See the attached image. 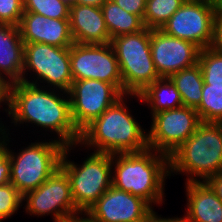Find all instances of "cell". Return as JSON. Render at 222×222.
<instances>
[{
    "label": "cell",
    "instance_id": "f546056e",
    "mask_svg": "<svg viewBox=\"0 0 222 222\" xmlns=\"http://www.w3.org/2000/svg\"><path fill=\"white\" fill-rule=\"evenodd\" d=\"M125 11L140 16L143 19L147 0H113Z\"/></svg>",
    "mask_w": 222,
    "mask_h": 222
},
{
    "label": "cell",
    "instance_id": "4316f807",
    "mask_svg": "<svg viewBox=\"0 0 222 222\" xmlns=\"http://www.w3.org/2000/svg\"><path fill=\"white\" fill-rule=\"evenodd\" d=\"M22 206L23 196L11 183L0 186V222L12 218Z\"/></svg>",
    "mask_w": 222,
    "mask_h": 222
},
{
    "label": "cell",
    "instance_id": "5bb4252c",
    "mask_svg": "<svg viewBox=\"0 0 222 222\" xmlns=\"http://www.w3.org/2000/svg\"><path fill=\"white\" fill-rule=\"evenodd\" d=\"M150 47L155 69L161 78H169L198 63V46L188 40L170 36L161 29H151Z\"/></svg>",
    "mask_w": 222,
    "mask_h": 222
},
{
    "label": "cell",
    "instance_id": "4dcf8cb0",
    "mask_svg": "<svg viewBox=\"0 0 222 222\" xmlns=\"http://www.w3.org/2000/svg\"><path fill=\"white\" fill-rule=\"evenodd\" d=\"M210 47L222 54V7L220 5L214 20L213 40Z\"/></svg>",
    "mask_w": 222,
    "mask_h": 222
},
{
    "label": "cell",
    "instance_id": "d6986e66",
    "mask_svg": "<svg viewBox=\"0 0 222 222\" xmlns=\"http://www.w3.org/2000/svg\"><path fill=\"white\" fill-rule=\"evenodd\" d=\"M24 42L18 26L0 24V76L9 84L22 81Z\"/></svg>",
    "mask_w": 222,
    "mask_h": 222
},
{
    "label": "cell",
    "instance_id": "52a82bcc",
    "mask_svg": "<svg viewBox=\"0 0 222 222\" xmlns=\"http://www.w3.org/2000/svg\"><path fill=\"white\" fill-rule=\"evenodd\" d=\"M151 29L111 39L123 80V95H138L160 79L151 54Z\"/></svg>",
    "mask_w": 222,
    "mask_h": 222
},
{
    "label": "cell",
    "instance_id": "ba28073f",
    "mask_svg": "<svg viewBox=\"0 0 222 222\" xmlns=\"http://www.w3.org/2000/svg\"><path fill=\"white\" fill-rule=\"evenodd\" d=\"M22 81L68 92L73 82L70 47L24 43Z\"/></svg>",
    "mask_w": 222,
    "mask_h": 222
},
{
    "label": "cell",
    "instance_id": "d4e9b609",
    "mask_svg": "<svg viewBox=\"0 0 222 222\" xmlns=\"http://www.w3.org/2000/svg\"><path fill=\"white\" fill-rule=\"evenodd\" d=\"M198 65L203 74L205 84L211 87H222V54L211 47L200 49Z\"/></svg>",
    "mask_w": 222,
    "mask_h": 222
},
{
    "label": "cell",
    "instance_id": "277c9868",
    "mask_svg": "<svg viewBox=\"0 0 222 222\" xmlns=\"http://www.w3.org/2000/svg\"><path fill=\"white\" fill-rule=\"evenodd\" d=\"M169 166L170 177L185 175V182H205L222 172V123L201 122L169 156Z\"/></svg>",
    "mask_w": 222,
    "mask_h": 222
},
{
    "label": "cell",
    "instance_id": "30bf717a",
    "mask_svg": "<svg viewBox=\"0 0 222 222\" xmlns=\"http://www.w3.org/2000/svg\"><path fill=\"white\" fill-rule=\"evenodd\" d=\"M23 205L27 215H51L53 222H66L80 213L74 204L69 177L61 167L37 189L25 194Z\"/></svg>",
    "mask_w": 222,
    "mask_h": 222
},
{
    "label": "cell",
    "instance_id": "8fae6325",
    "mask_svg": "<svg viewBox=\"0 0 222 222\" xmlns=\"http://www.w3.org/2000/svg\"><path fill=\"white\" fill-rule=\"evenodd\" d=\"M147 132L148 148L168 157L178 149L202 122L194 108L181 106L153 114Z\"/></svg>",
    "mask_w": 222,
    "mask_h": 222
},
{
    "label": "cell",
    "instance_id": "44dd1931",
    "mask_svg": "<svg viewBox=\"0 0 222 222\" xmlns=\"http://www.w3.org/2000/svg\"><path fill=\"white\" fill-rule=\"evenodd\" d=\"M101 10L110 38L136 33L145 28L143 19L122 9L113 0H107Z\"/></svg>",
    "mask_w": 222,
    "mask_h": 222
},
{
    "label": "cell",
    "instance_id": "d6a6232c",
    "mask_svg": "<svg viewBox=\"0 0 222 222\" xmlns=\"http://www.w3.org/2000/svg\"><path fill=\"white\" fill-rule=\"evenodd\" d=\"M8 99H9V83H7L0 76V109L3 107L2 111H5L7 114L8 111ZM3 104V105H2ZM6 107V108H5Z\"/></svg>",
    "mask_w": 222,
    "mask_h": 222
},
{
    "label": "cell",
    "instance_id": "7c38bea8",
    "mask_svg": "<svg viewBox=\"0 0 222 222\" xmlns=\"http://www.w3.org/2000/svg\"><path fill=\"white\" fill-rule=\"evenodd\" d=\"M70 67L73 81L95 79L113 84L123 94V80L111 44L70 46Z\"/></svg>",
    "mask_w": 222,
    "mask_h": 222
},
{
    "label": "cell",
    "instance_id": "8992f818",
    "mask_svg": "<svg viewBox=\"0 0 222 222\" xmlns=\"http://www.w3.org/2000/svg\"><path fill=\"white\" fill-rule=\"evenodd\" d=\"M77 145L64 147L60 167L69 177L76 208L87 212L112 186V154L91 152L82 164H77L69 158Z\"/></svg>",
    "mask_w": 222,
    "mask_h": 222
},
{
    "label": "cell",
    "instance_id": "7a4b0ae2",
    "mask_svg": "<svg viewBox=\"0 0 222 222\" xmlns=\"http://www.w3.org/2000/svg\"><path fill=\"white\" fill-rule=\"evenodd\" d=\"M130 96V97H129ZM132 97V99H131ZM130 102L135 95H124L82 132L78 146L96 153L117 154L140 152L148 148L147 129L132 114Z\"/></svg>",
    "mask_w": 222,
    "mask_h": 222
},
{
    "label": "cell",
    "instance_id": "603a6c76",
    "mask_svg": "<svg viewBox=\"0 0 222 222\" xmlns=\"http://www.w3.org/2000/svg\"><path fill=\"white\" fill-rule=\"evenodd\" d=\"M186 0H147L143 23L149 29H161Z\"/></svg>",
    "mask_w": 222,
    "mask_h": 222
},
{
    "label": "cell",
    "instance_id": "ac0fdd59",
    "mask_svg": "<svg viewBox=\"0 0 222 222\" xmlns=\"http://www.w3.org/2000/svg\"><path fill=\"white\" fill-rule=\"evenodd\" d=\"M186 211L181 222H222V201L206 182H185Z\"/></svg>",
    "mask_w": 222,
    "mask_h": 222
},
{
    "label": "cell",
    "instance_id": "f1b7e54d",
    "mask_svg": "<svg viewBox=\"0 0 222 222\" xmlns=\"http://www.w3.org/2000/svg\"><path fill=\"white\" fill-rule=\"evenodd\" d=\"M10 183L8 132H0V186Z\"/></svg>",
    "mask_w": 222,
    "mask_h": 222
},
{
    "label": "cell",
    "instance_id": "4fadbf2b",
    "mask_svg": "<svg viewBox=\"0 0 222 222\" xmlns=\"http://www.w3.org/2000/svg\"><path fill=\"white\" fill-rule=\"evenodd\" d=\"M68 95L72 120L80 133L124 96L113 84L95 79L73 81Z\"/></svg>",
    "mask_w": 222,
    "mask_h": 222
},
{
    "label": "cell",
    "instance_id": "1f68e13d",
    "mask_svg": "<svg viewBox=\"0 0 222 222\" xmlns=\"http://www.w3.org/2000/svg\"><path fill=\"white\" fill-rule=\"evenodd\" d=\"M222 201V172L213 175L205 181Z\"/></svg>",
    "mask_w": 222,
    "mask_h": 222
},
{
    "label": "cell",
    "instance_id": "7402d4cb",
    "mask_svg": "<svg viewBox=\"0 0 222 222\" xmlns=\"http://www.w3.org/2000/svg\"><path fill=\"white\" fill-rule=\"evenodd\" d=\"M169 79L177 88L183 106L196 109L200 105L204 79L198 63L172 74Z\"/></svg>",
    "mask_w": 222,
    "mask_h": 222
},
{
    "label": "cell",
    "instance_id": "6da1fadb",
    "mask_svg": "<svg viewBox=\"0 0 222 222\" xmlns=\"http://www.w3.org/2000/svg\"><path fill=\"white\" fill-rule=\"evenodd\" d=\"M9 115V116H8ZM18 128L35 125L64 146L78 144L81 133L75 126L68 92L34 85L24 81L9 84L7 116ZM31 124V125H28Z\"/></svg>",
    "mask_w": 222,
    "mask_h": 222
},
{
    "label": "cell",
    "instance_id": "cb8c5ba5",
    "mask_svg": "<svg viewBox=\"0 0 222 222\" xmlns=\"http://www.w3.org/2000/svg\"><path fill=\"white\" fill-rule=\"evenodd\" d=\"M195 110L202 122L222 123V87L204 83L202 100Z\"/></svg>",
    "mask_w": 222,
    "mask_h": 222
},
{
    "label": "cell",
    "instance_id": "836d02e7",
    "mask_svg": "<svg viewBox=\"0 0 222 222\" xmlns=\"http://www.w3.org/2000/svg\"><path fill=\"white\" fill-rule=\"evenodd\" d=\"M141 222H181V217L177 215L176 217L163 218L153 209Z\"/></svg>",
    "mask_w": 222,
    "mask_h": 222
},
{
    "label": "cell",
    "instance_id": "e0dca14e",
    "mask_svg": "<svg viewBox=\"0 0 222 222\" xmlns=\"http://www.w3.org/2000/svg\"><path fill=\"white\" fill-rule=\"evenodd\" d=\"M74 43L109 44L111 41L101 8L74 4L69 14Z\"/></svg>",
    "mask_w": 222,
    "mask_h": 222
},
{
    "label": "cell",
    "instance_id": "d590c367",
    "mask_svg": "<svg viewBox=\"0 0 222 222\" xmlns=\"http://www.w3.org/2000/svg\"><path fill=\"white\" fill-rule=\"evenodd\" d=\"M77 5H89L101 8L107 0H74Z\"/></svg>",
    "mask_w": 222,
    "mask_h": 222
},
{
    "label": "cell",
    "instance_id": "3957f363",
    "mask_svg": "<svg viewBox=\"0 0 222 222\" xmlns=\"http://www.w3.org/2000/svg\"><path fill=\"white\" fill-rule=\"evenodd\" d=\"M169 157L153 149L112 155V186L145 200L153 209L165 202Z\"/></svg>",
    "mask_w": 222,
    "mask_h": 222
},
{
    "label": "cell",
    "instance_id": "ffe728a7",
    "mask_svg": "<svg viewBox=\"0 0 222 222\" xmlns=\"http://www.w3.org/2000/svg\"><path fill=\"white\" fill-rule=\"evenodd\" d=\"M137 101L148 106L150 116L164 110L183 106L180 94L169 78H160L148 85L140 94L135 95Z\"/></svg>",
    "mask_w": 222,
    "mask_h": 222
},
{
    "label": "cell",
    "instance_id": "74e56055",
    "mask_svg": "<svg viewBox=\"0 0 222 222\" xmlns=\"http://www.w3.org/2000/svg\"><path fill=\"white\" fill-rule=\"evenodd\" d=\"M219 5L222 7V0H218Z\"/></svg>",
    "mask_w": 222,
    "mask_h": 222
},
{
    "label": "cell",
    "instance_id": "2e32d148",
    "mask_svg": "<svg viewBox=\"0 0 222 222\" xmlns=\"http://www.w3.org/2000/svg\"><path fill=\"white\" fill-rule=\"evenodd\" d=\"M18 27L24 43H44L57 47L74 44L69 19H52L34 12H23Z\"/></svg>",
    "mask_w": 222,
    "mask_h": 222
},
{
    "label": "cell",
    "instance_id": "83f0119b",
    "mask_svg": "<svg viewBox=\"0 0 222 222\" xmlns=\"http://www.w3.org/2000/svg\"><path fill=\"white\" fill-rule=\"evenodd\" d=\"M23 12V0H0V24L19 26Z\"/></svg>",
    "mask_w": 222,
    "mask_h": 222
},
{
    "label": "cell",
    "instance_id": "5b68a950",
    "mask_svg": "<svg viewBox=\"0 0 222 222\" xmlns=\"http://www.w3.org/2000/svg\"><path fill=\"white\" fill-rule=\"evenodd\" d=\"M0 118V132H8V154L10 159V183L22 196L37 189L54 171L60 167L64 145L56 140L46 139L29 142L19 152H13L10 146V128L4 126ZM8 127V128H7Z\"/></svg>",
    "mask_w": 222,
    "mask_h": 222
},
{
    "label": "cell",
    "instance_id": "9c48e42d",
    "mask_svg": "<svg viewBox=\"0 0 222 222\" xmlns=\"http://www.w3.org/2000/svg\"><path fill=\"white\" fill-rule=\"evenodd\" d=\"M218 0H186L161 27L166 34L193 42L200 49L211 46Z\"/></svg>",
    "mask_w": 222,
    "mask_h": 222
},
{
    "label": "cell",
    "instance_id": "8d00e7d4",
    "mask_svg": "<svg viewBox=\"0 0 222 222\" xmlns=\"http://www.w3.org/2000/svg\"><path fill=\"white\" fill-rule=\"evenodd\" d=\"M64 4L69 6L70 8L75 4L74 0H62Z\"/></svg>",
    "mask_w": 222,
    "mask_h": 222
},
{
    "label": "cell",
    "instance_id": "e575fe53",
    "mask_svg": "<svg viewBox=\"0 0 222 222\" xmlns=\"http://www.w3.org/2000/svg\"><path fill=\"white\" fill-rule=\"evenodd\" d=\"M68 222H98L93 219L87 212H80L71 217Z\"/></svg>",
    "mask_w": 222,
    "mask_h": 222
},
{
    "label": "cell",
    "instance_id": "9a60e30c",
    "mask_svg": "<svg viewBox=\"0 0 222 222\" xmlns=\"http://www.w3.org/2000/svg\"><path fill=\"white\" fill-rule=\"evenodd\" d=\"M152 210L142 198L111 186L87 213L98 222H141Z\"/></svg>",
    "mask_w": 222,
    "mask_h": 222
},
{
    "label": "cell",
    "instance_id": "484cf974",
    "mask_svg": "<svg viewBox=\"0 0 222 222\" xmlns=\"http://www.w3.org/2000/svg\"><path fill=\"white\" fill-rule=\"evenodd\" d=\"M23 10L52 19H69L70 14V7L62 0H23Z\"/></svg>",
    "mask_w": 222,
    "mask_h": 222
}]
</instances>
